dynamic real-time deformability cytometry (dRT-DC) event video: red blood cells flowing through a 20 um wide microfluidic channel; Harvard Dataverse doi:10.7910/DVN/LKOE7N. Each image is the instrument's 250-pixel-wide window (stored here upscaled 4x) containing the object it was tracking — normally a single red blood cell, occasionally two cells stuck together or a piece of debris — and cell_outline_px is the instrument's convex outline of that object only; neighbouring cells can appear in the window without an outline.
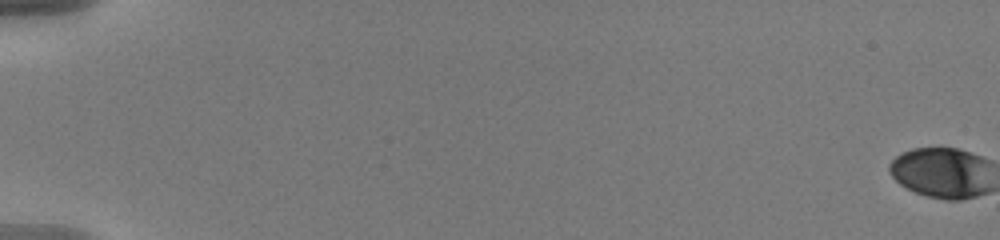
{"species": "human", "species_latin": "Homo sapiens", "temperature_condition": "warm", "stored_images_in_passage": 60, "camera_frame_rate_fps": 3000, "um_per_image_px": 0.085, "donor": {"sex": "male"}, "frame": {"image": 1, "passage_image": 1, "time_ms": 0.0, "image_size_px": [1000, 240], "cell_outline_px": [[976, 192], [968, 196], [936, 196], [920, 192], [904, 184], [892, 172], [892, 164], [900, 156], [908, 152], [920, 148], [952, 148], [964, 152], [972, 156]], "centroid_in_image_um": [79.64, 14.59], "position_along_channel_um": 5.4, "area_um2": 23.81}}
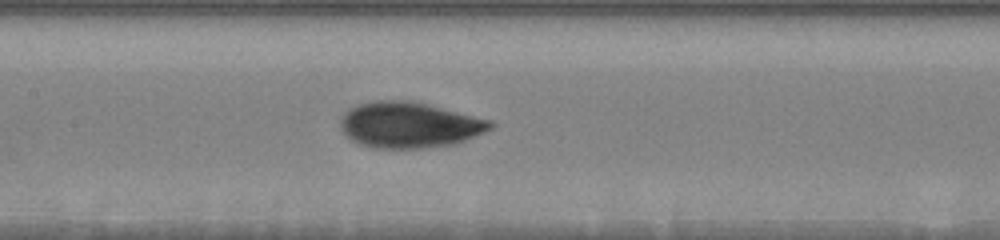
{"frame": {"image": 2, "passage_image": 32, "time_ms": 10.333, "image_size_px": [1000, 240], "cell_outline_px": [[488, 124], [484, 128], [448, 140], [408, 144], [388, 144], [368, 140], [352, 132], [348, 128], [348, 116], [352, 112], [360, 108], [376, 104], [400, 104], [440, 112]], "centroid_in_image_um": [34.69, 10.59], "position_along_channel_um": 172.7, "area_um2": 28.26}}
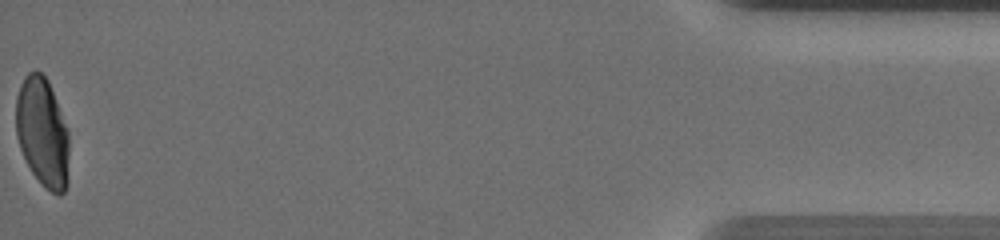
{"frame": {"image": 3, "passage_image": 60, "time_ms": 19.667, "image_size_px": [1000, 240], "cell_outline_px": [[64, 188], [60, 192], [56, 192], [48, 188], [36, 176], [20, 144], [16, 128], [16, 104], [20, 88], [24, 80], [32, 72], [40, 72], [44, 76], [48, 84], [64, 128]], "centroid_in_image_um": [3.5, 11.15], "position_along_channel_um": 431.7, "area_um2": 29.77}, "authors_computed_cell_mechanics": {"area_um2": 28.0619, "velocity_mm_per_s": 3.6338, "shape_relaxation_time_tau1_ms": 10.6159, "shape_relaxation_time_tau2_ms": 1.1703, "deformation_change_tau1": 0.2897, "deformation_change_tau2": 0.0647}}